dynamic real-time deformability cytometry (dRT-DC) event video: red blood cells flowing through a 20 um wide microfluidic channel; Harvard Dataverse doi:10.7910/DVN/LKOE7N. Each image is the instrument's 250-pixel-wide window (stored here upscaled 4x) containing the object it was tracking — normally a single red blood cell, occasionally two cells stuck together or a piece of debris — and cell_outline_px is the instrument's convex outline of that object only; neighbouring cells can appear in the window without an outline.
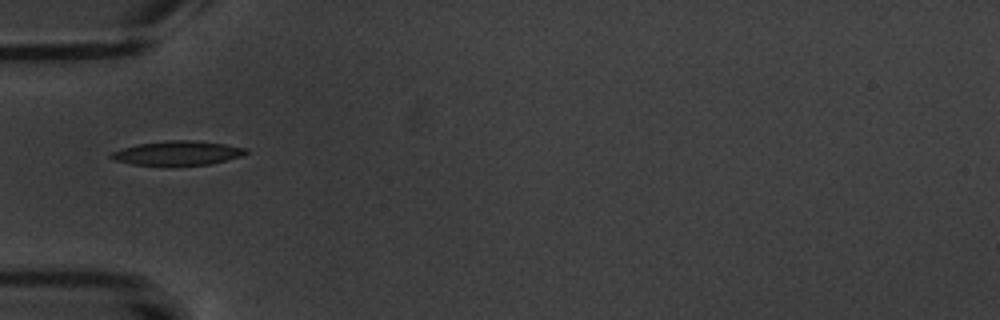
{"species": "common noctule bat (a hibernating species)", "species_latin": "Nyctalus noctula", "temperature_condition": "warm", "stored_images_in_passage": 1, "camera_frame_rate_fps": 3000, "um_per_image_px": 0.085, "animal": {"sex": "male", "body_mass_g": 20.1, "forearm_length_mm": 53.5}, "frame": {"image": 1, "passage_image": 1, "time_ms": 0.0, "image_size_px": [1000, 320], "cell_outline_px": [[248, 152], [240, 156], [208, 164], [132, 164], [112, 160], [108, 156], [108, 152], [140, 144], [172, 140], [188, 140], [224, 144], [248, 148]], "centroid_in_image_um": [15.04, 13.0], "position_along_channel_um": 70.0, "area_um2": 18.44}}